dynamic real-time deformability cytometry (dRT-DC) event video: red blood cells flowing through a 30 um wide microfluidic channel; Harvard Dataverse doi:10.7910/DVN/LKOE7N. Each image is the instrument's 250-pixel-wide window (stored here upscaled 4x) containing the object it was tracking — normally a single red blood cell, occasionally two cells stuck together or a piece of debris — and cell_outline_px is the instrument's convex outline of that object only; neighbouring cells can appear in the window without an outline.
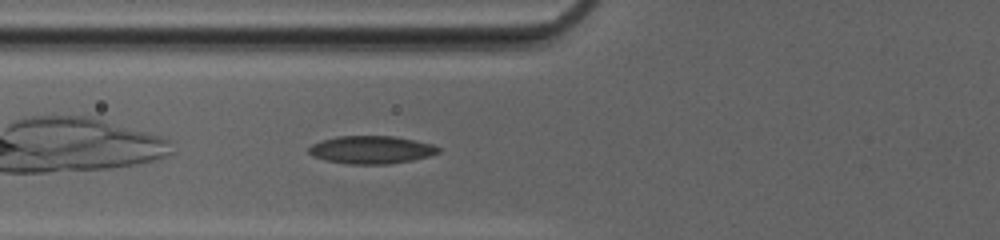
{"species": "common noctule bat (a hibernating species)", "species_latin": "Nyctalus noctula", "temperature_condition": "cold", "stored_images_in_passage": 33, "camera_frame_rate_fps": 3000, "um_per_image_px": 0.085, "animal": {"sex": "female", "body_mass_g": 20.0, "forearm_length_mm": 54.0}, "frame": {"image": 1, "passage_image": 4, "time_ms": 1.0, "image_size_px": [1000, 240], "cell_outline_px": [[440, 152], [428, 156], [412, 160], [388, 164], [348, 164], [324, 160], [312, 156], [308, 152], [308, 148], [312, 144], [320, 140], [336, 136], [396, 136], [416, 140], [432, 144], [440, 148]], "centroid_in_image_um": [31.53, 12.72], "position_along_channel_um": 94.3, "area_um2": 21.21}}
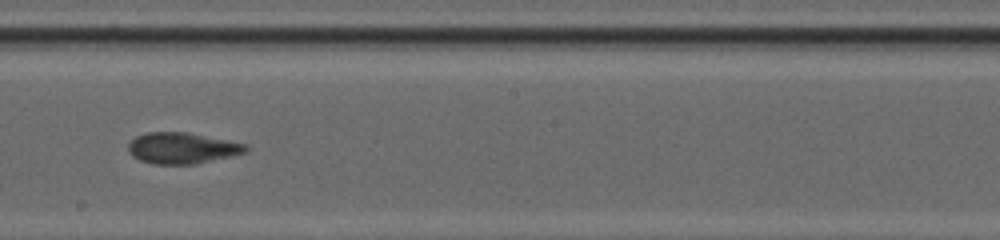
{"frame": {"image": 2, "passage_image": 14, "time_ms": 4.333, "image_size_px": [1000, 240], "cell_outline_px": [[248, 152], [232, 156], [196, 164], [152, 164], [140, 160], [132, 156], [128, 152], [128, 144], [136, 136], [148, 132], [188, 132], [248, 144]], "centroid_in_image_um": [15.5, 12.59], "position_along_channel_um": 232.7, "area_um2": 21.5}}
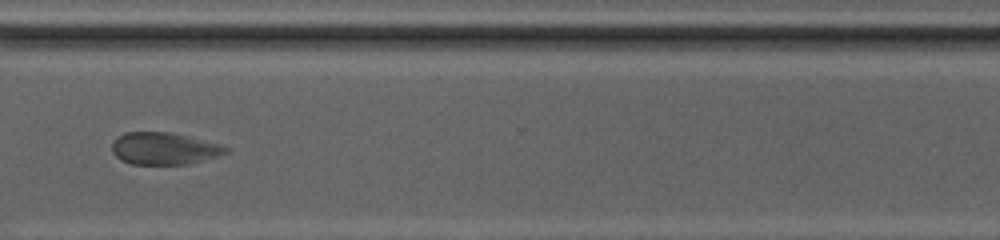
{"frame": {"image": 3, "passage_image": 23, "time_ms": 7.333, "image_size_px": [1000, 240], "cell_outline_px": [[228, 152], [216, 156], [188, 164], [132, 164], [120, 160], [112, 152], [112, 140], [124, 132], [172, 132], [220, 144], [228, 148]], "centroid_in_image_um": [13.9, 12.61], "position_along_channel_um": 356.7, "area_um2": 21.27}, "authors_computed_cell_mechanics": {"area_um2": 21.386, "velocity_mm_per_s": 4.1472, "shape_relaxation_time_tau1_ms": 6.5372, "shape_relaxation_time_tau2_ms": 1.866, "deformation_change_tau1": 0.1382, "deformation_change_tau2": 0.0877}}